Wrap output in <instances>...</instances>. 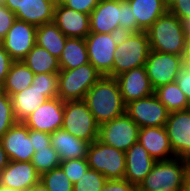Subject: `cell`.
<instances>
[{
  "mask_svg": "<svg viewBox=\"0 0 190 191\" xmlns=\"http://www.w3.org/2000/svg\"><path fill=\"white\" fill-rule=\"evenodd\" d=\"M83 101L99 125L125 114L126 105L114 77L102 76L88 90Z\"/></svg>",
  "mask_w": 190,
  "mask_h": 191,
  "instance_id": "cell-1",
  "label": "cell"
},
{
  "mask_svg": "<svg viewBox=\"0 0 190 191\" xmlns=\"http://www.w3.org/2000/svg\"><path fill=\"white\" fill-rule=\"evenodd\" d=\"M146 33L151 50L184 57L186 32L183 22L171 12L160 16Z\"/></svg>",
  "mask_w": 190,
  "mask_h": 191,
  "instance_id": "cell-2",
  "label": "cell"
},
{
  "mask_svg": "<svg viewBox=\"0 0 190 191\" xmlns=\"http://www.w3.org/2000/svg\"><path fill=\"white\" fill-rule=\"evenodd\" d=\"M114 52V63L109 77H117L123 72L145 66L151 50L146 31L122 33Z\"/></svg>",
  "mask_w": 190,
  "mask_h": 191,
  "instance_id": "cell-3",
  "label": "cell"
},
{
  "mask_svg": "<svg viewBox=\"0 0 190 191\" xmlns=\"http://www.w3.org/2000/svg\"><path fill=\"white\" fill-rule=\"evenodd\" d=\"M190 160L173 158L156 161L150 173L137 186V191H181Z\"/></svg>",
  "mask_w": 190,
  "mask_h": 191,
  "instance_id": "cell-4",
  "label": "cell"
},
{
  "mask_svg": "<svg viewBox=\"0 0 190 191\" xmlns=\"http://www.w3.org/2000/svg\"><path fill=\"white\" fill-rule=\"evenodd\" d=\"M102 77L87 63L70 70L58 72V97L63 101L83 100L88 90Z\"/></svg>",
  "mask_w": 190,
  "mask_h": 191,
  "instance_id": "cell-5",
  "label": "cell"
},
{
  "mask_svg": "<svg viewBox=\"0 0 190 191\" xmlns=\"http://www.w3.org/2000/svg\"><path fill=\"white\" fill-rule=\"evenodd\" d=\"M62 129L86 142L98 139L99 124L83 100L64 102Z\"/></svg>",
  "mask_w": 190,
  "mask_h": 191,
  "instance_id": "cell-6",
  "label": "cell"
},
{
  "mask_svg": "<svg viewBox=\"0 0 190 191\" xmlns=\"http://www.w3.org/2000/svg\"><path fill=\"white\" fill-rule=\"evenodd\" d=\"M86 159L90 169L100 172L108 180L124 179L125 152L97 139L90 144Z\"/></svg>",
  "mask_w": 190,
  "mask_h": 191,
  "instance_id": "cell-7",
  "label": "cell"
},
{
  "mask_svg": "<svg viewBox=\"0 0 190 191\" xmlns=\"http://www.w3.org/2000/svg\"><path fill=\"white\" fill-rule=\"evenodd\" d=\"M185 64L183 56L150 50L145 69L153 89L175 82Z\"/></svg>",
  "mask_w": 190,
  "mask_h": 191,
  "instance_id": "cell-8",
  "label": "cell"
},
{
  "mask_svg": "<svg viewBox=\"0 0 190 191\" xmlns=\"http://www.w3.org/2000/svg\"><path fill=\"white\" fill-rule=\"evenodd\" d=\"M139 129L140 127L125 113L99 125L98 140L126 152L138 142Z\"/></svg>",
  "mask_w": 190,
  "mask_h": 191,
  "instance_id": "cell-9",
  "label": "cell"
},
{
  "mask_svg": "<svg viewBox=\"0 0 190 191\" xmlns=\"http://www.w3.org/2000/svg\"><path fill=\"white\" fill-rule=\"evenodd\" d=\"M120 34L93 33L86 38L89 63H91L102 76H108L113 69L114 52Z\"/></svg>",
  "mask_w": 190,
  "mask_h": 191,
  "instance_id": "cell-10",
  "label": "cell"
},
{
  "mask_svg": "<svg viewBox=\"0 0 190 191\" xmlns=\"http://www.w3.org/2000/svg\"><path fill=\"white\" fill-rule=\"evenodd\" d=\"M125 113L140 127L165 126L169 116L167 108L152 94L126 104Z\"/></svg>",
  "mask_w": 190,
  "mask_h": 191,
  "instance_id": "cell-11",
  "label": "cell"
},
{
  "mask_svg": "<svg viewBox=\"0 0 190 191\" xmlns=\"http://www.w3.org/2000/svg\"><path fill=\"white\" fill-rule=\"evenodd\" d=\"M36 26L16 19L0 41L14 61H22L36 44Z\"/></svg>",
  "mask_w": 190,
  "mask_h": 191,
  "instance_id": "cell-12",
  "label": "cell"
},
{
  "mask_svg": "<svg viewBox=\"0 0 190 191\" xmlns=\"http://www.w3.org/2000/svg\"><path fill=\"white\" fill-rule=\"evenodd\" d=\"M64 102L59 98L47 99L23 123L29 128L48 134L63 125Z\"/></svg>",
  "mask_w": 190,
  "mask_h": 191,
  "instance_id": "cell-13",
  "label": "cell"
},
{
  "mask_svg": "<svg viewBox=\"0 0 190 191\" xmlns=\"http://www.w3.org/2000/svg\"><path fill=\"white\" fill-rule=\"evenodd\" d=\"M165 128L174 157L190 160V109L170 112Z\"/></svg>",
  "mask_w": 190,
  "mask_h": 191,
  "instance_id": "cell-14",
  "label": "cell"
},
{
  "mask_svg": "<svg viewBox=\"0 0 190 191\" xmlns=\"http://www.w3.org/2000/svg\"><path fill=\"white\" fill-rule=\"evenodd\" d=\"M0 141L10 161H32L35 150L29 137V128L23 122L14 124Z\"/></svg>",
  "mask_w": 190,
  "mask_h": 191,
  "instance_id": "cell-15",
  "label": "cell"
},
{
  "mask_svg": "<svg viewBox=\"0 0 190 191\" xmlns=\"http://www.w3.org/2000/svg\"><path fill=\"white\" fill-rule=\"evenodd\" d=\"M115 78L125 105L154 94L145 66L123 72Z\"/></svg>",
  "mask_w": 190,
  "mask_h": 191,
  "instance_id": "cell-16",
  "label": "cell"
},
{
  "mask_svg": "<svg viewBox=\"0 0 190 191\" xmlns=\"http://www.w3.org/2000/svg\"><path fill=\"white\" fill-rule=\"evenodd\" d=\"M120 20L121 1L100 0L90 13V32L122 34Z\"/></svg>",
  "mask_w": 190,
  "mask_h": 191,
  "instance_id": "cell-17",
  "label": "cell"
},
{
  "mask_svg": "<svg viewBox=\"0 0 190 191\" xmlns=\"http://www.w3.org/2000/svg\"><path fill=\"white\" fill-rule=\"evenodd\" d=\"M67 38H86L90 33V15L55 4L54 21Z\"/></svg>",
  "mask_w": 190,
  "mask_h": 191,
  "instance_id": "cell-18",
  "label": "cell"
},
{
  "mask_svg": "<svg viewBox=\"0 0 190 191\" xmlns=\"http://www.w3.org/2000/svg\"><path fill=\"white\" fill-rule=\"evenodd\" d=\"M40 182V175L32 162L9 161V164L0 172L2 186L20 191H27Z\"/></svg>",
  "mask_w": 190,
  "mask_h": 191,
  "instance_id": "cell-19",
  "label": "cell"
},
{
  "mask_svg": "<svg viewBox=\"0 0 190 191\" xmlns=\"http://www.w3.org/2000/svg\"><path fill=\"white\" fill-rule=\"evenodd\" d=\"M138 142L155 161L175 158L165 126L140 128Z\"/></svg>",
  "mask_w": 190,
  "mask_h": 191,
  "instance_id": "cell-20",
  "label": "cell"
},
{
  "mask_svg": "<svg viewBox=\"0 0 190 191\" xmlns=\"http://www.w3.org/2000/svg\"><path fill=\"white\" fill-rule=\"evenodd\" d=\"M155 162L139 142L134 143L125 152L124 179L137 187L146 175L151 172Z\"/></svg>",
  "mask_w": 190,
  "mask_h": 191,
  "instance_id": "cell-21",
  "label": "cell"
},
{
  "mask_svg": "<svg viewBox=\"0 0 190 191\" xmlns=\"http://www.w3.org/2000/svg\"><path fill=\"white\" fill-rule=\"evenodd\" d=\"M51 146L57 151L61 162L70 159H84L87 157L90 142L78 139L74 135L58 129L50 134Z\"/></svg>",
  "mask_w": 190,
  "mask_h": 191,
  "instance_id": "cell-22",
  "label": "cell"
},
{
  "mask_svg": "<svg viewBox=\"0 0 190 191\" xmlns=\"http://www.w3.org/2000/svg\"><path fill=\"white\" fill-rule=\"evenodd\" d=\"M55 3L52 0H28L16 13V19L36 27L54 21Z\"/></svg>",
  "mask_w": 190,
  "mask_h": 191,
  "instance_id": "cell-23",
  "label": "cell"
},
{
  "mask_svg": "<svg viewBox=\"0 0 190 191\" xmlns=\"http://www.w3.org/2000/svg\"><path fill=\"white\" fill-rule=\"evenodd\" d=\"M137 19L138 32L146 31L160 16L168 11L165 0H127Z\"/></svg>",
  "mask_w": 190,
  "mask_h": 191,
  "instance_id": "cell-24",
  "label": "cell"
},
{
  "mask_svg": "<svg viewBox=\"0 0 190 191\" xmlns=\"http://www.w3.org/2000/svg\"><path fill=\"white\" fill-rule=\"evenodd\" d=\"M48 98L42 91L30 85L28 88L11 96L14 116L17 122H23Z\"/></svg>",
  "mask_w": 190,
  "mask_h": 191,
  "instance_id": "cell-25",
  "label": "cell"
},
{
  "mask_svg": "<svg viewBox=\"0 0 190 191\" xmlns=\"http://www.w3.org/2000/svg\"><path fill=\"white\" fill-rule=\"evenodd\" d=\"M66 40L67 37L54 22L45 23L36 28V44L57 59L62 54Z\"/></svg>",
  "mask_w": 190,
  "mask_h": 191,
  "instance_id": "cell-26",
  "label": "cell"
},
{
  "mask_svg": "<svg viewBox=\"0 0 190 191\" xmlns=\"http://www.w3.org/2000/svg\"><path fill=\"white\" fill-rule=\"evenodd\" d=\"M89 63L85 38H67L59 58L61 70H70Z\"/></svg>",
  "mask_w": 190,
  "mask_h": 191,
  "instance_id": "cell-27",
  "label": "cell"
},
{
  "mask_svg": "<svg viewBox=\"0 0 190 191\" xmlns=\"http://www.w3.org/2000/svg\"><path fill=\"white\" fill-rule=\"evenodd\" d=\"M34 75L23 61H14L1 90L11 97L28 88L33 82Z\"/></svg>",
  "mask_w": 190,
  "mask_h": 191,
  "instance_id": "cell-28",
  "label": "cell"
},
{
  "mask_svg": "<svg viewBox=\"0 0 190 191\" xmlns=\"http://www.w3.org/2000/svg\"><path fill=\"white\" fill-rule=\"evenodd\" d=\"M22 61L34 74L58 73L61 70L59 59L37 44L34 45Z\"/></svg>",
  "mask_w": 190,
  "mask_h": 191,
  "instance_id": "cell-29",
  "label": "cell"
},
{
  "mask_svg": "<svg viewBox=\"0 0 190 191\" xmlns=\"http://www.w3.org/2000/svg\"><path fill=\"white\" fill-rule=\"evenodd\" d=\"M154 95L169 112L190 109V103L176 82L162 85L154 89Z\"/></svg>",
  "mask_w": 190,
  "mask_h": 191,
  "instance_id": "cell-30",
  "label": "cell"
},
{
  "mask_svg": "<svg viewBox=\"0 0 190 191\" xmlns=\"http://www.w3.org/2000/svg\"><path fill=\"white\" fill-rule=\"evenodd\" d=\"M31 162L41 176L42 174L59 167L61 159L57 151L50 145L42 149H36Z\"/></svg>",
  "mask_w": 190,
  "mask_h": 191,
  "instance_id": "cell-31",
  "label": "cell"
},
{
  "mask_svg": "<svg viewBox=\"0 0 190 191\" xmlns=\"http://www.w3.org/2000/svg\"><path fill=\"white\" fill-rule=\"evenodd\" d=\"M40 182L49 191H73V183L60 166L42 174Z\"/></svg>",
  "mask_w": 190,
  "mask_h": 191,
  "instance_id": "cell-32",
  "label": "cell"
},
{
  "mask_svg": "<svg viewBox=\"0 0 190 191\" xmlns=\"http://www.w3.org/2000/svg\"><path fill=\"white\" fill-rule=\"evenodd\" d=\"M107 178L93 169H88L82 177L73 184V191H101Z\"/></svg>",
  "mask_w": 190,
  "mask_h": 191,
  "instance_id": "cell-33",
  "label": "cell"
},
{
  "mask_svg": "<svg viewBox=\"0 0 190 191\" xmlns=\"http://www.w3.org/2000/svg\"><path fill=\"white\" fill-rule=\"evenodd\" d=\"M31 85L42 91L48 99L58 97V73L35 74Z\"/></svg>",
  "mask_w": 190,
  "mask_h": 191,
  "instance_id": "cell-34",
  "label": "cell"
},
{
  "mask_svg": "<svg viewBox=\"0 0 190 191\" xmlns=\"http://www.w3.org/2000/svg\"><path fill=\"white\" fill-rule=\"evenodd\" d=\"M16 123L11 97L0 89V140Z\"/></svg>",
  "mask_w": 190,
  "mask_h": 191,
  "instance_id": "cell-35",
  "label": "cell"
},
{
  "mask_svg": "<svg viewBox=\"0 0 190 191\" xmlns=\"http://www.w3.org/2000/svg\"><path fill=\"white\" fill-rule=\"evenodd\" d=\"M65 175L74 184L89 169L87 159H70L60 163Z\"/></svg>",
  "mask_w": 190,
  "mask_h": 191,
  "instance_id": "cell-36",
  "label": "cell"
},
{
  "mask_svg": "<svg viewBox=\"0 0 190 191\" xmlns=\"http://www.w3.org/2000/svg\"><path fill=\"white\" fill-rule=\"evenodd\" d=\"M120 31L122 33H137V19L132 13V8L127 0L121 1Z\"/></svg>",
  "mask_w": 190,
  "mask_h": 191,
  "instance_id": "cell-37",
  "label": "cell"
},
{
  "mask_svg": "<svg viewBox=\"0 0 190 191\" xmlns=\"http://www.w3.org/2000/svg\"><path fill=\"white\" fill-rule=\"evenodd\" d=\"M100 0H63L61 3L77 12L89 14L98 5Z\"/></svg>",
  "mask_w": 190,
  "mask_h": 191,
  "instance_id": "cell-38",
  "label": "cell"
},
{
  "mask_svg": "<svg viewBox=\"0 0 190 191\" xmlns=\"http://www.w3.org/2000/svg\"><path fill=\"white\" fill-rule=\"evenodd\" d=\"M15 20V14L5 5H0V41L7 35Z\"/></svg>",
  "mask_w": 190,
  "mask_h": 191,
  "instance_id": "cell-39",
  "label": "cell"
},
{
  "mask_svg": "<svg viewBox=\"0 0 190 191\" xmlns=\"http://www.w3.org/2000/svg\"><path fill=\"white\" fill-rule=\"evenodd\" d=\"M168 11L183 22L190 17V0H175L168 7Z\"/></svg>",
  "mask_w": 190,
  "mask_h": 191,
  "instance_id": "cell-40",
  "label": "cell"
},
{
  "mask_svg": "<svg viewBox=\"0 0 190 191\" xmlns=\"http://www.w3.org/2000/svg\"><path fill=\"white\" fill-rule=\"evenodd\" d=\"M175 82L185 94L187 100L190 103V64H185L178 74Z\"/></svg>",
  "mask_w": 190,
  "mask_h": 191,
  "instance_id": "cell-41",
  "label": "cell"
},
{
  "mask_svg": "<svg viewBox=\"0 0 190 191\" xmlns=\"http://www.w3.org/2000/svg\"><path fill=\"white\" fill-rule=\"evenodd\" d=\"M101 191H137V187L125 179H113L107 180Z\"/></svg>",
  "mask_w": 190,
  "mask_h": 191,
  "instance_id": "cell-42",
  "label": "cell"
},
{
  "mask_svg": "<svg viewBox=\"0 0 190 191\" xmlns=\"http://www.w3.org/2000/svg\"><path fill=\"white\" fill-rule=\"evenodd\" d=\"M14 60L10 57L8 52L3 48L0 43V89L2 88L5 78L10 70Z\"/></svg>",
  "mask_w": 190,
  "mask_h": 191,
  "instance_id": "cell-43",
  "label": "cell"
},
{
  "mask_svg": "<svg viewBox=\"0 0 190 191\" xmlns=\"http://www.w3.org/2000/svg\"><path fill=\"white\" fill-rule=\"evenodd\" d=\"M29 137L35 151L51 145L50 134L48 133L29 129Z\"/></svg>",
  "mask_w": 190,
  "mask_h": 191,
  "instance_id": "cell-44",
  "label": "cell"
},
{
  "mask_svg": "<svg viewBox=\"0 0 190 191\" xmlns=\"http://www.w3.org/2000/svg\"><path fill=\"white\" fill-rule=\"evenodd\" d=\"M28 0H6L5 6L14 14L19 8H22V6L27 2Z\"/></svg>",
  "mask_w": 190,
  "mask_h": 191,
  "instance_id": "cell-45",
  "label": "cell"
},
{
  "mask_svg": "<svg viewBox=\"0 0 190 191\" xmlns=\"http://www.w3.org/2000/svg\"><path fill=\"white\" fill-rule=\"evenodd\" d=\"M9 158L0 141V172L9 164Z\"/></svg>",
  "mask_w": 190,
  "mask_h": 191,
  "instance_id": "cell-46",
  "label": "cell"
},
{
  "mask_svg": "<svg viewBox=\"0 0 190 191\" xmlns=\"http://www.w3.org/2000/svg\"><path fill=\"white\" fill-rule=\"evenodd\" d=\"M184 60L186 64H190V34H186Z\"/></svg>",
  "mask_w": 190,
  "mask_h": 191,
  "instance_id": "cell-47",
  "label": "cell"
},
{
  "mask_svg": "<svg viewBox=\"0 0 190 191\" xmlns=\"http://www.w3.org/2000/svg\"><path fill=\"white\" fill-rule=\"evenodd\" d=\"M181 191H190V167L184 175L183 185H182Z\"/></svg>",
  "mask_w": 190,
  "mask_h": 191,
  "instance_id": "cell-48",
  "label": "cell"
},
{
  "mask_svg": "<svg viewBox=\"0 0 190 191\" xmlns=\"http://www.w3.org/2000/svg\"><path fill=\"white\" fill-rule=\"evenodd\" d=\"M27 191H49L41 182L32 186Z\"/></svg>",
  "mask_w": 190,
  "mask_h": 191,
  "instance_id": "cell-49",
  "label": "cell"
},
{
  "mask_svg": "<svg viewBox=\"0 0 190 191\" xmlns=\"http://www.w3.org/2000/svg\"><path fill=\"white\" fill-rule=\"evenodd\" d=\"M183 26L186 34H190V17L183 21Z\"/></svg>",
  "mask_w": 190,
  "mask_h": 191,
  "instance_id": "cell-50",
  "label": "cell"
},
{
  "mask_svg": "<svg viewBox=\"0 0 190 191\" xmlns=\"http://www.w3.org/2000/svg\"><path fill=\"white\" fill-rule=\"evenodd\" d=\"M0 191H20L13 188L5 187L1 185Z\"/></svg>",
  "mask_w": 190,
  "mask_h": 191,
  "instance_id": "cell-51",
  "label": "cell"
},
{
  "mask_svg": "<svg viewBox=\"0 0 190 191\" xmlns=\"http://www.w3.org/2000/svg\"><path fill=\"white\" fill-rule=\"evenodd\" d=\"M175 0H165L166 5L169 7Z\"/></svg>",
  "mask_w": 190,
  "mask_h": 191,
  "instance_id": "cell-52",
  "label": "cell"
},
{
  "mask_svg": "<svg viewBox=\"0 0 190 191\" xmlns=\"http://www.w3.org/2000/svg\"><path fill=\"white\" fill-rule=\"evenodd\" d=\"M55 4L61 3L63 0H52Z\"/></svg>",
  "mask_w": 190,
  "mask_h": 191,
  "instance_id": "cell-53",
  "label": "cell"
},
{
  "mask_svg": "<svg viewBox=\"0 0 190 191\" xmlns=\"http://www.w3.org/2000/svg\"><path fill=\"white\" fill-rule=\"evenodd\" d=\"M6 0H0V5H4Z\"/></svg>",
  "mask_w": 190,
  "mask_h": 191,
  "instance_id": "cell-54",
  "label": "cell"
}]
</instances>
